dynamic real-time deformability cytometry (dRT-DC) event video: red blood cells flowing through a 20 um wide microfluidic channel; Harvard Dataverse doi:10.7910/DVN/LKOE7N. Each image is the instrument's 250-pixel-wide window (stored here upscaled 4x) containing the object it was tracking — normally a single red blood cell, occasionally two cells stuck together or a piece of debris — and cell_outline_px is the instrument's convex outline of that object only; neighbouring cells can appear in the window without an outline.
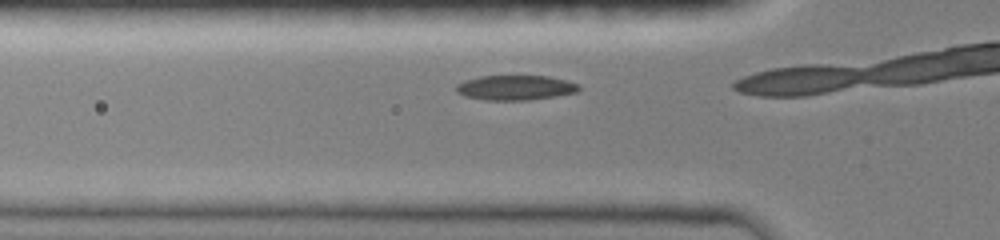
{"species": "common noctule bat (a hibernating species)", "species_latin": "Nyctalus noctula", "temperature_condition": "room temperature", "stored_images_in_passage": 7, "camera_frame_rate_fps": 3000, "um_per_image_px": 0.085, "animal": {"sex": "female", "body_mass_g": 19.0, "forearm_length_mm": 51.5}, "frame": {"image": 1, "passage_image": 4, "time_ms": 1.0, "image_size_px": [1000, 240], "cell_outline_px": [[580, 88], [576, 92], [556, 96], [528, 100], [484, 100], [464, 96], [456, 92], [456, 84], [464, 80], [480, 76], [548, 76], [580, 84]], "centroid_in_image_um": [43.77, 7.45], "position_along_channel_um": 82.0, "area_um2": 17.8}}